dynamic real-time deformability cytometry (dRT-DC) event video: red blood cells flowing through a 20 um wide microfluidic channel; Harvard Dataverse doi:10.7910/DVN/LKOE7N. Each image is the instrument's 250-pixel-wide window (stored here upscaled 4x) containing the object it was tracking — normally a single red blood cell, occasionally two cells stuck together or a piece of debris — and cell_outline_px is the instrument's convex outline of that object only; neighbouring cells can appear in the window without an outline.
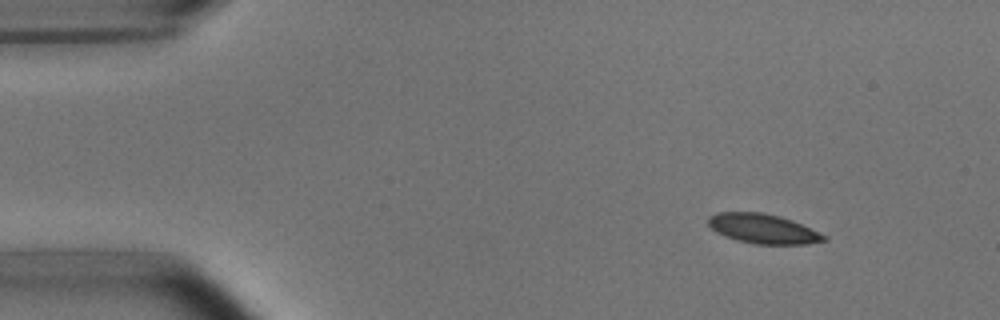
{"species": "common noctule bat (a hibernating species)", "species_latin": "Nyctalus noctula", "temperature_condition": "room temperature", "stored_images_in_passage": 4, "camera_frame_rate_fps": 3000, "um_per_image_px": 0.085, "animal": {"sex": "male", "body_mass_g": 15.6}, "frame": {"image": 1, "passage_image": 1, "time_ms": 0.0, "image_size_px": [1000, 320], "cell_outline_px": [[828, 240], [804, 244], [756, 244], [736, 240], [724, 236], [716, 232], [708, 224], [708, 216], [716, 212], [764, 212], [780, 216], [792, 220], [828, 236]], "centroid_in_image_um": [64.85, 19.43], "position_along_channel_um": 20.2, "area_um2": 20.06}}